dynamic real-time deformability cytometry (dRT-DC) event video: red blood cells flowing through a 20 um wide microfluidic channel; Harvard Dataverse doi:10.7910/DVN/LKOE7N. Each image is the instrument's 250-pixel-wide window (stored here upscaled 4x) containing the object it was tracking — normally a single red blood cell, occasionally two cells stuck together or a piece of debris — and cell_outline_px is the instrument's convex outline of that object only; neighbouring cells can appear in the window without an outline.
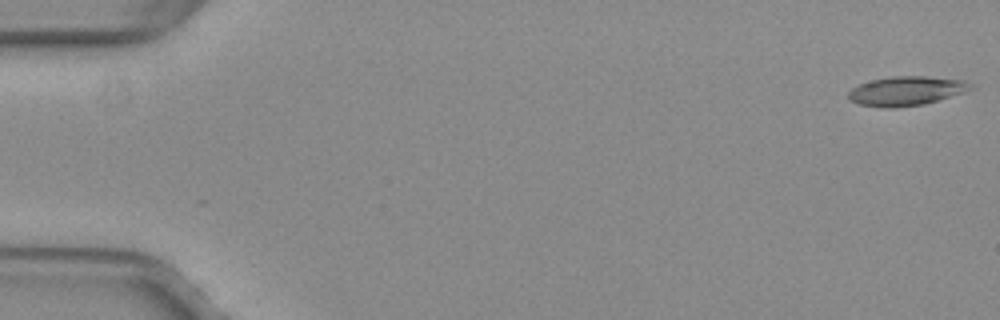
{"species": "common noctule bat (a hibernating species)", "species_latin": "Nyctalus noctula", "temperature_condition": "warm", "stored_images_in_passage": 53, "camera_frame_rate_fps": 3000, "um_per_image_px": 0.085, "animal": {"sex": "female", "body_mass_g": 29.2, "forearm_length_mm": 56.3}, "frame": {"image": 1, "passage_image": 1, "time_ms": 0.0, "image_size_px": [1000, 320], "cell_outline_px": [[976, 88], [964, 92], [924, 104], [892, 108], [888, 108], [860, 104], [848, 100], [848, 92], [856, 84], [872, 80], [892, 76], [928, 76], [964, 80], [972, 84]], "centroid_in_image_um": [77.03, 7.72], "position_along_channel_um": 8.0, "area_um2": 20.92}}
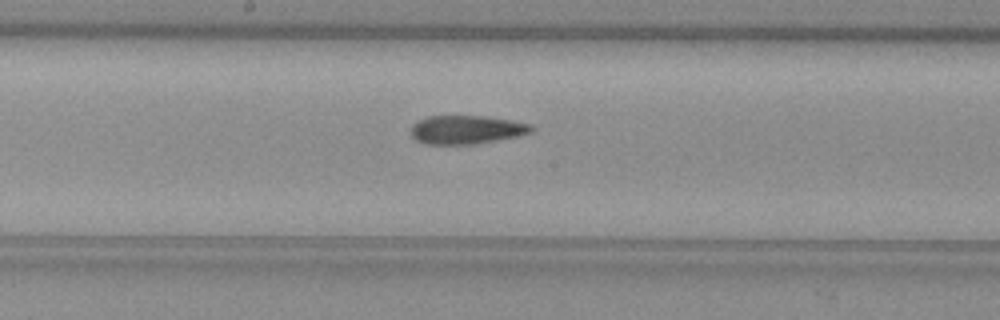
{"frame": {"image": 2, "passage_image": 28, "time_ms": 9.0, "image_size_px": [1000, 320], "cell_outline_px": [[532, 132], [516, 136], [476, 144], [424, 144], [416, 140], [412, 136], [412, 124], [428, 116], [484, 116], [532, 124]], "centroid_in_image_um": [39.62, 11.03], "position_along_channel_um": 208.6, "area_um2": 19.83}}
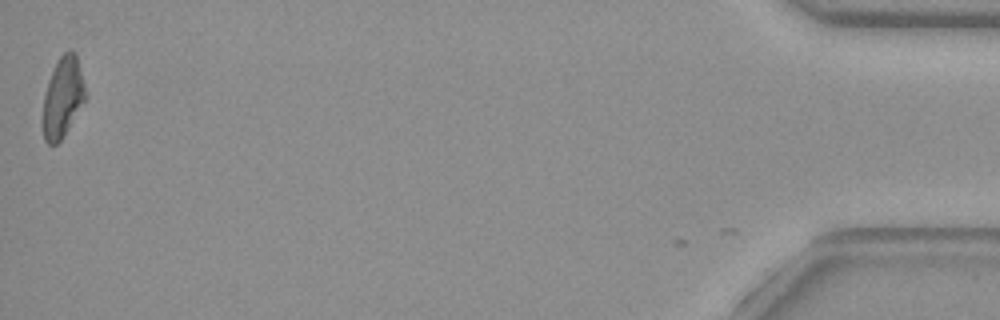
{"frame": {"image": 3, "passage_image": 52, "time_ms": 17.0, "image_size_px": [1000, 320], "cell_outline_px": [[88, 96], [68, 128], [60, 140], [56, 144], [48, 144], [44, 140], [44, 96], [48, 80], [56, 60], [64, 52], [72, 48], [76, 52]], "centroid_in_image_um": [5.37, 8.19], "position_along_channel_um": 429.8, "area_um2": 19.88}, "authors_computed_cell_mechanics": {"area_um2": 20.4034, "velocity_mm_per_s": 4.0064, "shape_relaxation_time_tau1_ms": null, "shape_relaxation_time_tau2_ms": 4.3509, "deformation_change_tau1": null, "deformation_change_tau2": 0.1435}}